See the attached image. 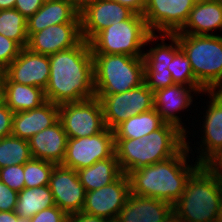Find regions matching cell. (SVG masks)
<instances>
[{
    "label": "cell",
    "instance_id": "obj_1",
    "mask_svg": "<svg viewBox=\"0 0 222 222\" xmlns=\"http://www.w3.org/2000/svg\"><path fill=\"white\" fill-rule=\"evenodd\" d=\"M50 76L44 90L46 101L55 104L95 97L93 57L89 42L49 55Z\"/></svg>",
    "mask_w": 222,
    "mask_h": 222
},
{
    "label": "cell",
    "instance_id": "obj_2",
    "mask_svg": "<svg viewBox=\"0 0 222 222\" xmlns=\"http://www.w3.org/2000/svg\"><path fill=\"white\" fill-rule=\"evenodd\" d=\"M188 140L173 157L129 172L130 193L173 205L183 194L188 178L200 166L196 160L193 164L189 159L193 150Z\"/></svg>",
    "mask_w": 222,
    "mask_h": 222
},
{
    "label": "cell",
    "instance_id": "obj_3",
    "mask_svg": "<svg viewBox=\"0 0 222 222\" xmlns=\"http://www.w3.org/2000/svg\"><path fill=\"white\" fill-rule=\"evenodd\" d=\"M185 145L186 134L176 125L165 123L141 139L115 138V155L122 172L128 174L173 157Z\"/></svg>",
    "mask_w": 222,
    "mask_h": 222
},
{
    "label": "cell",
    "instance_id": "obj_4",
    "mask_svg": "<svg viewBox=\"0 0 222 222\" xmlns=\"http://www.w3.org/2000/svg\"><path fill=\"white\" fill-rule=\"evenodd\" d=\"M222 200V174L200 165L188 178L173 211L183 222H216Z\"/></svg>",
    "mask_w": 222,
    "mask_h": 222
},
{
    "label": "cell",
    "instance_id": "obj_5",
    "mask_svg": "<svg viewBox=\"0 0 222 222\" xmlns=\"http://www.w3.org/2000/svg\"><path fill=\"white\" fill-rule=\"evenodd\" d=\"M157 39L159 35L150 32L143 15L134 13L122 22L113 21L112 25L97 33L89 41V45L92 54L143 57L144 50L142 49L148 46V43L158 42Z\"/></svg>",
    "mask_w": 222,
    "mask_h": 222
},
{
    "label": "cell",
    "instance_id": "obj_6",
    "mask_svg": "<svg viewBox=\"0 0 222 222\" xmlns=\"http://www.w3.org/2000/svg\"><path fill=\"white\" fill-rule=\"evenodd\" d=\"M191 63L196 80L207 91H222V36L174 33Z\"/></svg>",
    "mask_w": 222,
    "mask_h": 222
},
{
    "label": "cell",
    "instance_id": "obj_7",
    "mask_svg": "<svg viewBox=\"0 0 222 222\" xmlns=\"http://www.w3.org/2000/svg\"><path fill=\"white\" fill-rule=\"evenodd\" d=\"M95 94L123 93L144 83L143 57L92 54Z\"/></svg>",
    "mask_w": 222,
    "mask_h": 222
},
{
    "label": "cell",
    "instance_id": "obj_8",
    "mask_svg": "<svg viewBox=\"0 0 222 222\" xmlns=\"http://www.w3.org/2000/svg\"><path fill=\"white\" fill-rule=\"evenodd\" d=\"M102 105L104 123L113 130L128 118L154 108L153 91L145 83L118 94H95Z\"/></svg>",
    "mask_w": 222,
    "mask_h": 222
},
{
    "label": "cell",
    "instance_id": "obj_9",
    "mask_svg": "<svg viewBox=\"0 0 222 222\" xmlns=\"http://www.w3.org/2000/svg\"><path fill=\"white\" fill-rule=\"evenodd\" d=\"M59 120L68 138L93 136L106 128L102 105L97 97L60 104Z\"/></svg>",
    "mask_w": 222,
    "mask_h": 222
},
{
    "label": "cell",
    "instance_id": "obj_10",
    "mask_svg": "<svg viewBox=\"0 0 222 222\" xmlns=\"http://www.w3.org/2000/svg\"><path fill=\"white\" fill-rule=\"evenodd\" d=\"M115 154L114 132L107 127L96 135L68 138L65 158L61 165L77 171Z\"/></svg>",
    "mask_w": 222,
    "mask_h": 222
},
{
    "label": "cell",
    "instance_id": "obj_11",
    "mask_svg": "<svg viewBox=\"0 0 222 222\" xmlns=\"http://www.w3.org/2000/svg\"><path fill=\"white\" fill-rule=\"evenodd\" d=\"M196 1L147 0L142 15L152 34H174L183 28Z\"/></svg>",
    "mask_w": 222,
    "mask_h": 222
},
{
    "label": "cell",
    "instance_id": "obj_12",
    "mask_svg": "<svg viewBox=\"0 0 222 222\" xmlns=\"http://www.w3.org/2000/svg\"><path fill=\"white\" fill-rule=\"evenodd\" d=\"M130 195V181L123 173L113 183L102 188L86 192L85 204L82 212L116 222L120 210Z\"/></svg>",
    "mask_w": 222,
    "mask_h": 222
},
{
    "label": "cell",
    "instance_id": "obj_13",
    "mask_svg": "<svg viewBox=\"0 0 222 222\" xmlns=\"http://www.w3.org/2000/svg\"><path fill=\"white\" fill-rule=\"evenodd\" d=\"M192 92L197 96L202 93V96L207 90L204 87L174 84L153 92L154 108L157 113L166 123L174 124L183 131L186 134V138H188L190 131L185 128L186 124L183 123V116L179 115V113L186 111L187 108H192L194 99Z\"/></svg>",
    "mask_w": 222,
    "mask_h": 222
},
{
    "label": "cell",
    "instance_id": "obj_14",
    "mask_svg": "<svg viewBox=\"0 0 222 222\" xmlns=\"http://www.w3.org/2000/svg\"><path fill=\"white\" fill-rule=\"evenodd\" d=\"M209 96L206 104L207 109L203 112L202 137L197 149L196 161L200 165H206L222 148V91H207L204 95ZM205 114V115H204ZM205 118V119H204ZM203 131V132H202ZM201 150V151H200Z\"/></svg>",
    "mask_w": 222,
    "mask_h": 222
},
{
    "label": "cell",
    "instance_id": "obj_15",
    "mask_svg": "<svg viewBox=\"0 0 222 222\" xmlns=\"http://www.w3.org/2000/svg\"><path fill=\"white\" fill-rule=\"evenodd\" d=\"M49 188L55 205L68 216L82 212L86 191L75 170L61 164L55 165L50 176Z\"/></svg>",
    "mask_w": 222,
    "mask_h": 222
},
{
    "label": "cell",
    "instance_id": "obj_16",
    "mask_svg": "<svg viewBox=\"0 0 222 222\" xmlns=\"http://www.w3.org/2000/svg\"><path fill=\"white\" fill-rule=\"evenodd\" d=\"M3 73L18 84L39 87L45 90L50 76L49 56L37 54L27 47L8 65Z\"/></svg>",
    "mask_w": 222,
    "mask_h": 222
},
{
    "label": "cell",
    "instance_id": "obj_17",
    "mask_svg": "<svg viewBox=\"0 0 222 222\" xmlns=\"http://www.w3.org/2000/svg\"><path fill=\"white\" fill-rule=\"evenodd\" d=\"M134 12L114 0H96L79 15L83 40L89 42L97 33L116 23L129 19Z\"/></svg>",
    "mask_w": 222,
    "mask_h": 222
},
{
    "label": "cell",
    "instance_id": "obj_18",
    "mask_svg": "<svg viewBox=\"0 0 222 222\" xmlns=\"http://www.w3.org/2000/svg\"><path fill=\"white\" fill-rule=\"evenodd\" d=\"M82 40L81 23L57 24L33 33L28 38L27 48L49 56L77 46Z\"/></svg>",
    "mask_w": 222,
    "mask_h": 222
},
{
    "label": "cell",
    "instance_id": "obj_19",
    "mask_svg": "<svg viewBox=\"0 0 222 222\" xmlns=\"http://www.w3.org/2000/svg\"><path fill=\"white\" fill-rule=\"evenodd\" d=\"M59 120V105L46 101L40 107L13 115L12 136L29 140Z\"/></svg>",
    "mask_w": 222,
    "mask_h": 222
},
{
    "label": "cell",
    "instance_id": "obj_20",
    "mask_svg": "<svg viewBox=\"0 0 222 222\" xmlns=\"http://www.w3.org/2000/svg\"><path fill=\"white\" fill-rule=\"evenodd\" d=\"M68 136L58 120L52 126L33 135L29 140L32 158L62 164L67 147Z\"/></svg>",
    "mask_w": 222,
    "mask_h": 222
},
{
    "label": "cell",
    "instance_id": "obj_21",
    "mask_svg": "<svg viewBox=\"0 0 222 222\" xmlns=\"http://www.w3.org/2000/svg\"><path fill=\"white\" fill-rule=\"evenodd\" d=\"M172 210L169 202L130 193L116 222H162Z\"/></svg>",
    "mask_w": 222,
    "mask_h": 222
},
{
    "label": "cell",
    "instance_id": "obj_22",
    "mask_svg": "<svg viewBox=\"0 0 222 222\" xmlns=\"http://www.w3.org/2000/svg\"><path fill=\"white\" fill-rule=\"evenodd\" d=\"M219 29L222 31V0H197L179 33L217 35Z\"/></svg>",
    "mask_w": 222,
    "mask_h": 222
},
{
    "label": "cell",
    "instance_id": "obj_23",
    "mask_svg": "<svg viewBox=\"0 0 222 222\" xmlns=\"http://www.w3.org/2000/svg\"><path fill=\"white\" fill-rule=\"evenodd\" d=\"M81 23L79 13L65 0L46 1L27 20V36L40 32L52 25Z\"/></svg>",
    "mask_w": 222,
    "mask_h": 222
},
{
    "label": "cell",
    "instance_id": "obj_24",
    "mask_svg": "<svg viewBox=\"0 0 222 222\" xmlns=\"http://www.w3.org/2000/svg\"><path fill=\"white\" fill-rule=\"evenodd\" d=\"M2 81L3 102L14 113L38 108L46 102L42 88L12 82L3 72Z\"/></svg>",
    "mask_w": 222,
    "mask_h": 222
},
{
    "label": "cell",
    "instance_id": "obj_25",
    "mask_svg": "<svg viewBox=\"0 0 222 222\" xmlns=\"http://www.w3.org/2000/svg\"><path fill=\"white\" fill-rule=\"evenodd\" d=\"M76 172L86 192L107 186L123 174L115 154L108 159L97 161L93 165L81 168Z\"/></svg>",
    "mask_w": 222,
    "mask_h": 222
},
{
    "label": "cell",
    "instance_id": "obj_26",
    "mask_svg": "<svg viewBox=\"0 0 222 222\" xmlns=\"http://www.w3.org/2000/svg\"><path fill=\"white\" fill-rule=\"evenodd\" d=\"M166 122L153 108L141 114L134 115L121 122L114 129V138L141 139L161 128Z\"/></svg>",
    "mask_w": 222,
    "mask_h": 222
},
{
    "label": "cell",
    "instance_id": "obj_27",
    "mask_svg": "<svg viewBox=\"0 0 222 222\" xmlns=\"http://www.w3.org/2000/svg\"><path fill=\"white\" fill-rule=\"evenodd\" d=\"M55 206L49 185L24 188L18 192L15 213L19 217L32 218L41 210Z\"/></svg>",
    "mask_w": 222,
    "mask_h": 222
},
{
    "label": "cell",
    "instance_id": "obj_28",
    "mask_svg": "<svg viewBox=\"0 0 222 222\" xmlns=\"http://www.w3.org/2000/svg\"><path fill=\"white\" fill-rule=\"evenodd\" d=\"M171 40L170 44L165 43V39ZM161 42H155L154 47H149L146 52L144 51V70H165L170 62L173 60L174 55L181 49L178 39L174 34H159Z\"/></svg>",
    "mask_w": 222,
    "mask_h": 222
},
{
    "label": "cell",
    "instance_id": "obj_29",
    "mask_svg": "<svg viewBox=\"0 0 222 222\" xmlns=\"http://www.w3.org/2000/svg\"><path fill=\"white\" fill-rule=\"evenodd\" d=\"M31 158L27 140L12 135L0 139V168L25 164Z\"/></svg>",
    "mask_w": 222,
    "mask_h": 222
},
{
    "label": "cell",
    "instance_id": "obj_30",
    "mask_svg": "<svg viewBox=\"0 0 222 222\" xmlns=\"http://www.w3.org/2000/svg\"><path fill=\"white\" fill-rule=\"evenodd\" d=\"M0 34L16 41L22 48L28 44L27 19L15 8L0 10Z\"/></svg>",
    "mask_w": 222,
    "mask_h": 222
},
{
    "label": "cell",
    "instance_id": "obj_31",
    "mask_svg": "<svg viewBox=\"0 0 222 222\" xmlns=\"http://www.w3.org/2000/svg\"><path fill=\"white\" fill-rule=\"evenodd\" d=\"M56 164L31 158L24 164V183L26 188L49 185L52 170Z\"/></svg>",
    "mask_w": 222,
    "mask_h": 222
},
{
    "label": "cell",
    "instance_id": "obj_32",
    "mask_svg": "<svg viewBox=\"0 0 222 222\" xmlns=\"http://www.w3.org/2000/svg\"><path fill=\"white\" fill-rule=\"evenodd\" d=\"M167 69L171 72L174 84L191 87H203L194 77L191 63L185 53L180 49L173 57Z\"/></svg>",
    "mask_w": 222,
    "mask_h": 222
},
{
    "label": "cell",
    "instance_id": "obj_33",
    "mask_svg": "<svg viewBox=\"0 0 222 222\" xmlns=\"http://www.w3.org/2000/svg\"><path fill=\"white\" fill-rule=\"evenodd\" d=\"M0 181L17 192L23 190L25 188L24 164L0 168Z\"/></svg>",
    "mask_w": 222,
    "mask_h": 222
},
{
    "label": "cell",
    "instance_id": "obj_34",
    "mask_svg": "<svg viewBox=\"0 0 222 222\" xmlns=\"http://www.w3.org/2000/svg\"><path fill=\"white\" fill-rule=\"evenodd\" d=\"M144 83L153 92L174 85L171 72L167 68L165 70H144Z\"/></svg>",
    "mask_w": 222,
    "mask_h": 222
},
{
    "label": "cell",
    "instance_id": "obj_35",
    "mask_svg": "<svg viewBox=\"0 0 222 222\" xmlns=\"http://www.w3.org/2000/svg\"><path fill=\"white\" fill-rule=\"evenodd\" d=\"M21 49L16 41L0 34V73L19 55Z\"/></svg>",
    "mask_w": 222,
    "mask_h": 222
},
{
    "label": "cell",
    "instance_id": "obj_36",
    "mask_svg": "<svg viewBox=\"0 0 222 222\" xmlns=\"http://www.w3.org/2000/svg\"><path fill=\"white\" fill-rule=\"evenodd\" d=\"M29 222H68V215L55 205L41 210Z\"/></svg>",
    "mask_w": 222,
    "mask_h": 222
},
{
    "label": "cell",
    "instance_id": "obj_37",
    "mask_svg": "<svg viewBox=\"0 0 222 222\" xmlns=\"http://www.w3.org/2000/svg\"><path fill=\"white\" fill-rule=\"evenodd\" d=\"M18 192L0 181V211H15Z\"/></svg>",
    "mask_w": 222,
    "mask_h": 222
},
{
    "label": "cell",
    "instance_id": "obj_38",
    "mask_svg": "<svg viewBox=\"0 0 222 222\" xmlns=\"http://www.w3.org/2000/svg\"><path fill=\"white\" fill-rule=\"evenodd\" d=\"M14 112L3 102L0 104V139L12 134Z\"/></svg>",
    "mask_w": 222,
    "mask_h": 222
},
{
    "label": "cell",
    "instance_id": "obj_39",
    "mask_svg": "<svg viewBox=\"0 0 222 222\" xmlns=\"http://www.w3.org/2000/svg\"><path fill=\"white\" fill-rule=\"evenodd\" d=\"M43 3V0H16L14 8L28 20L41 8Z\"/></svg>",
    "mask_w": 222,
    "mask_h": 222
},
{
    "label": "cell",
    "instance_id": "obj_40",
    "mask_svg": "<svg viewBox=\"0 0 222 222\" xmlns=\"http://www.w3.org/2000/svg\"><path fill=\"white\" fill-rule=\"evenodd\" d=\"M68 222H111L106 218L92 216L83 212L71 214L68 216Z\"/></svg>",
    "mask_w": 222,
    "mask_h": 222
},
{
    "label": "cell",
    "instance_id": "obj_41",
    "mask_svg": "<svg viewBox=\"0 0 222 222\" xmlns=\"http://www.w3.org/2000/svg\"><path fill=\"white\" fill-rule=\"evenodd\" d=\"M132 10L134 13L143 14L147 0H114Z\"/></svg>",
    "mask_w": 222,
    "mask_h": 222
},
{
    "label": "cell",
    "instance_id": "obj_42",
    "mask_svg": "<svg viewBox=\"0 0 222 222\" xmlns=\"http://www.w3.org/2000/svg\"><path fill=\"white\" fill-rule=\"evenodd\" d=\"M0 222H29V218L19 217L15 211H0Z\"/></svg>",
    "mask_w": 222,
    "mask_h": 222
},
{
    "label": "cell",
    "instance_id": "obj_43",
    "mask_svg": "<svg viewBox=\"0 0 222 222\" xmlns=\"http://www.w3.org/2000/svg\"><path fill=\"white\" fill-rule=\"evenodd\" d=\"M206 166L216 172L222 174V148L219 152L206 164Z\"/></svg>",
    "mask_w": 222,
    "mask_h": 222
},
{
    "label": "cell",
    "instance_id": "obj_44",
    "mask_svg": "<svg viewBox=\"0 0 222 222\" xmlns=\"http://www.w3.org/2000/svg\"><path fill=\"white\" fill-rule=\"evenodd\" d=\"M67 1L79 14L90 4L96 0H65Z\"/></svg>",
    "mask_w": 222,
    "mask_h": 222
},
{
    "label": "cell",
    "instance_id": "obj_45",
    "mask_svg": "<svg viewBox=\"0 0 222 222\" xmlns=\"http://www.w3.org/2000/svg\"><path fill=\"white\" fill-rule=\"evenodd\" d=\"M16 0H0V10L14 8Z\"/></svg>",
    "mask_w": 222,
    "mask_h": 222
},
{
    "label": "cell",
    "instance_id": "obj_46",
    "mask_svg": "<svg viewBox=\"0 0 222 222\" xmlns=\"http://www.w3.org/2000/svg\"><path fill=\"white\" fill-rule=\"evenodd\" d=\"M162 222H183L179 216L172 210Z\"/></svg>",
    "mask_w": 222,
    "mask_h": 222
},
{
    "label": "cell",
    "instance_id": "obj_47",
    "mask_svg": "<svg viewBox=\"0 0 222 222\" xmlns=\"http://www.w3.org/2000/svg\"><path fill=\"white\" fill-rule=\"evenodd\" d=\"M3 103V81H2V73H0V104Z\"/></svg>",
    "mask_w": 222,
    "mask_h": 222
},
{
    "label": "cell",
    "instance_id": "obj_48",
    "mask_svg": "<svg viewBox=\"0 0 222 222\" xmlns=\"http://www.w3.org/2000/svg\"><path fill=\"white\" fill-rule=\"evenodd\" d=\"M216 222H222V200H221V207H220V211L218 212Z\"/></svg>",
    "mask_w": 222,
    "mask_h": 222
}]
</instances>
